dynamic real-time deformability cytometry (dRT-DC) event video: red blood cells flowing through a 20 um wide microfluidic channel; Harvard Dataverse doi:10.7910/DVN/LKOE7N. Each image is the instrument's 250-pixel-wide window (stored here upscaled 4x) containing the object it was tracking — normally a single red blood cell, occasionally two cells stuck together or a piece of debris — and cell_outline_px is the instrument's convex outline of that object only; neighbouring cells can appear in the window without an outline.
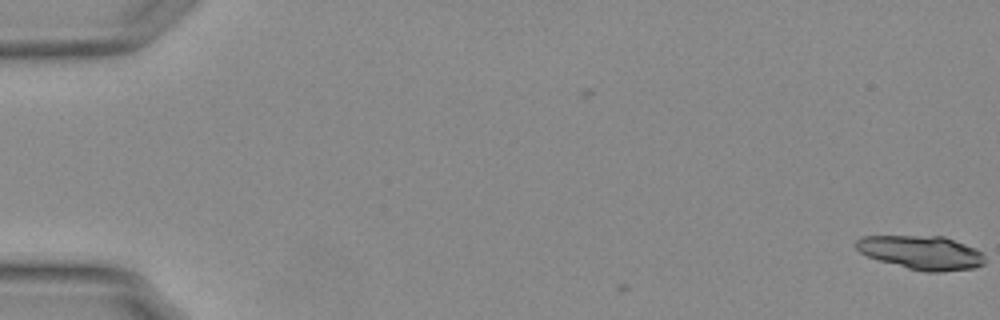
{"species": "Egyptian fruit bat (a non-hibernating species)", "species_latin": "Rousettus aegyptiacus", "temperature_condition": "warm", "stored_images_in_passage": 7, "camera_frame_rate_fps": 3000, "um_per_image_px": 0.085, "animal": {"sex": "female"}, "frame": {"image": 1, "passage_image": 1, "time_ms": 0.0, "image_size_px": [1000, 320], "cell_outline_px": [[984, 264], [972, 268], [940, 272], [924, 272], [908, 268], [880, 260], [868, 256], [860, 252], [856, 248], [856, 240], [864, 236], [944, 236], [964, 244], [980, 252], [984, 256]], "centroid_in_image_um": [78.31, 21.47], "position_along_channel_um": 6.7, "area_um2": 24.97}}